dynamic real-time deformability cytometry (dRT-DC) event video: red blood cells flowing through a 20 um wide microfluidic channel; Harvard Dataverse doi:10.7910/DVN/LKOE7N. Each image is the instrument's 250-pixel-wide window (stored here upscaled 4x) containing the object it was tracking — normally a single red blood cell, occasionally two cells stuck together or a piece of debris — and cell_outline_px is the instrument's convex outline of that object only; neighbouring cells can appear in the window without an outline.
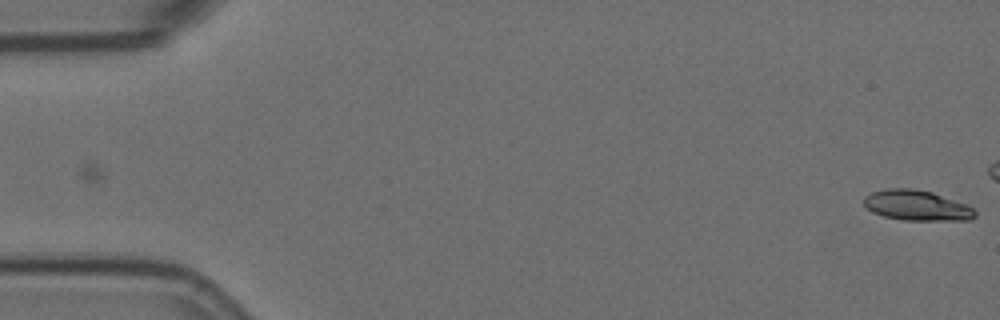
{"species": "Egyptian fruit bat (a non-hibernating species)", "species_latin": "Rousettus aegyptiacus", "temperature_condition": "room temperature", "stored_images_in_passage": 2, "camera_frame_rate_fps": 3000, "um_per_image_px": 0.085, "animal": {"sex": "female"}, "frame": {"image": 1, "passage_image": 2, "time_ms": 0.333, "image_size_px": [1000, 320], "cell_outline_px": [[976, 216], [968, 220], [904, 220], [884, 216], [872, 212], [864, 204], [864, 196], [872, 192], [884, 188], [912, 188], [932, 192], [964, 204], [972, 208], [976, 212]], "centroid_in_image_um": [77.89, 17.45], "position_along_channel_um": 7.1, "area_um2": 19.48}}